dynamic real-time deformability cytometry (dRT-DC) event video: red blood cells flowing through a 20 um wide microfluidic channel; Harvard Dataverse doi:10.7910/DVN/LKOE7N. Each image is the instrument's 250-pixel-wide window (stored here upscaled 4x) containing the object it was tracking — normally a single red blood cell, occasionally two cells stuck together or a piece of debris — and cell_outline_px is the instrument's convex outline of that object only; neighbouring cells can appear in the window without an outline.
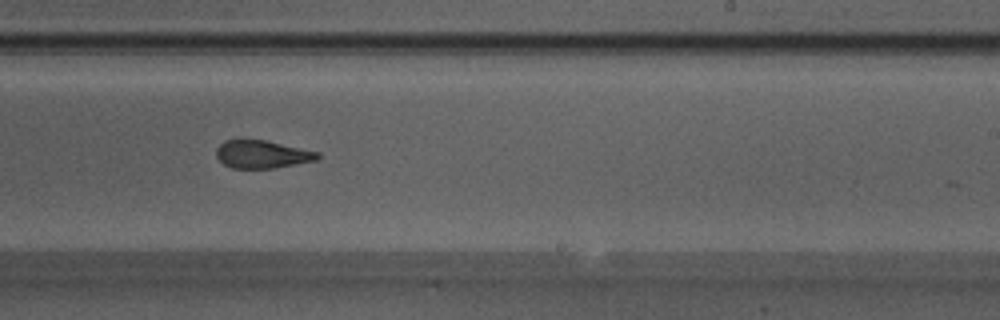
{"species": "Egyptian fruit bat (a non-hibernating species)", "species_latin": "Rousettus aegyptiacus", "temperature_condition": "warm", "stored_images_in_passage": 51, "camera_frame_rate_fps": 3000, "um_per_image_px": 0.085, "animal": {"sex": "male"}, "frame": {"image": 1, "passage_image": 33, "time_ms": 10.667, "image_size_px": [1000, 320], "cell_outline_px": [[320, 156], [316, 160], [272, 168], [232, 168], [224, 164], [216, 156], [216, 148], [224, 140], [268, 140], [320, 152]], "centroid_in_image_um": [22.28, 13.1], "position_along_channel_um": 266.7, "area_um2": 16.42}}
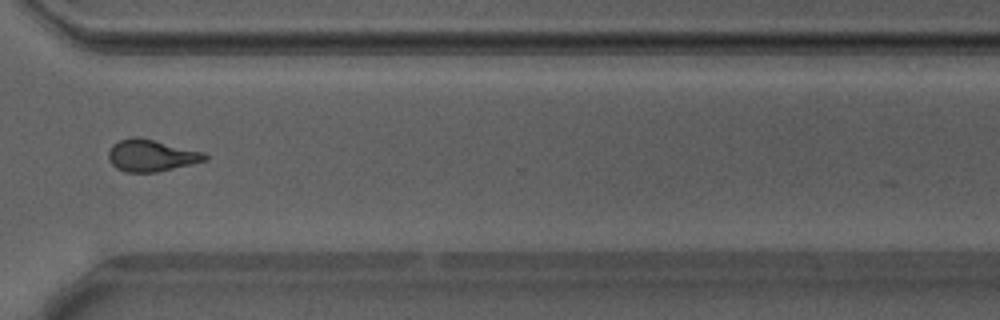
{"frame": {"image": 2, "passage_image": 40, "time_ms": 13.0, "image_size_px": [1000, 320], "cell_outline_px": [[208, 160], [192, 164], [156, 172], [128, 172], [116, 168], [108, 160], [108, 152], [112, 144], [120, 140], [132, 136], [140, 136], [204, 152], [208, 156]], "centroid_in_image_um": [12.85, 13.2], "position_along_channel_um": 357.7, "area_um2": 18.09}}
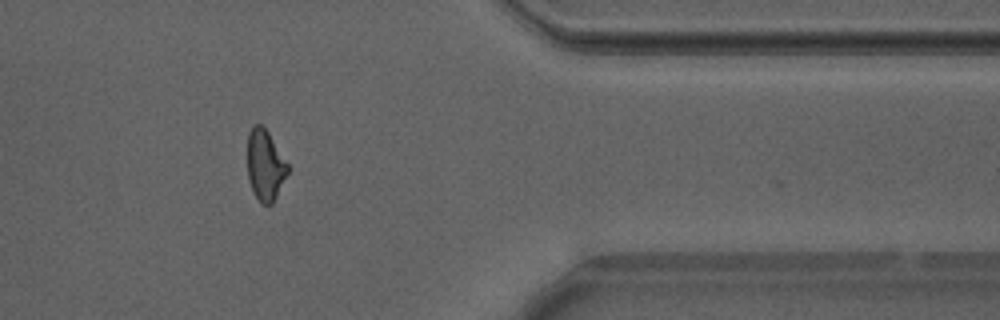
{"frame": {"image": 3, "passage_image": 44, "time_ms": 14.333, "image_size_px": [1000, 320], "cell_outline_px": [[288, 172], [272, 204], [260, 204], [252, 192], [248, 180], [248, 132], [252, 124], [260, 124], [268, 132], [288, 164]], "centroid_in_image_um": [22.51, 14.05], "position_along_channel_um": 388.9, "area_um2": 16.59}}